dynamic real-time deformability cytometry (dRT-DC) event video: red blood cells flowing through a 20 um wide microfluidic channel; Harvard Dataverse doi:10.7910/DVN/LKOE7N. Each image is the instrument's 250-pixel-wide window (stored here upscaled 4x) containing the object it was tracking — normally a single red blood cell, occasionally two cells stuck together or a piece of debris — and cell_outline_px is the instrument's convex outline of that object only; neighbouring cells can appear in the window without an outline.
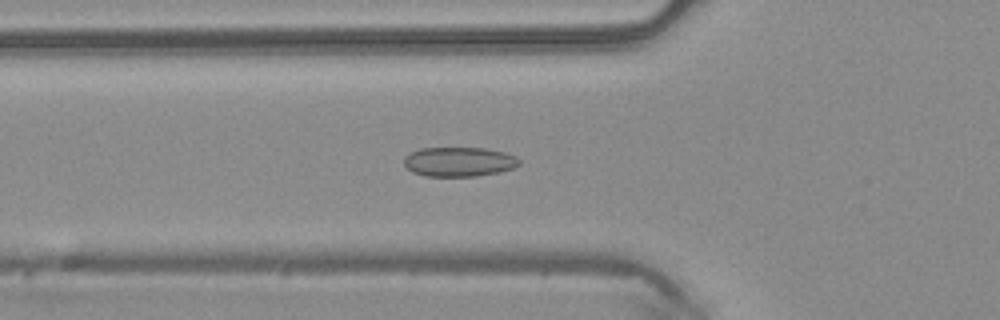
{"species": "common noctule bat (a hibernating species)", "species_latin": "Nyctalus noctula", "temperature_condition": "warm", "stored_images_in_passage": 41, "camera_frame_rate_fps": 3000, "um_per_image_px": 0.085, "animal": {"sex": "male", "body_mass_g": 20.4}, "frame": {"image": 1, "passage_image": 9, "time_ms": 2.667, "image_size_px": [1000, 320], "cell_outline_px": [[520, 164], [512, 168], [500, 172], [476, 176], [424, 176], [412, 172], [404, 164], [404, 156], [408, 152], [420, 148], [484, 148], [504, 152], [516, 156], [520, 160]], "centroid_in_image_um": [38.99, 13.74], "position_along_channel_um": 86.8, "area_um2": 19.94}}
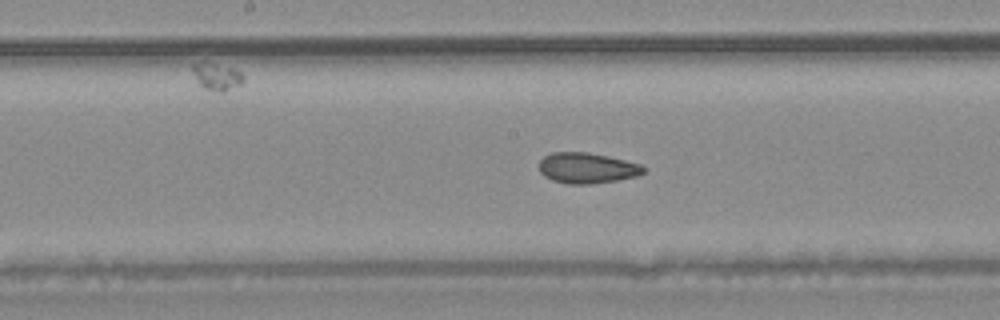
{"frame": {"image": 2, "passage_image": 17, "time_ms": 5.333, "image_size_px": [1000, 320], "cell_outline_px": [[644, 172], [636, 176], [616, 180], [588, 184], [568, 184], [552, 180], [544, 176], [540, 172], [540, 160], [544, 156], [552, 152], [588, 152], [608, 156], [640, 164], [644, 168]], "centroid_in_image_um": [49.86, 14.28], "position_along_channel_um": 198.3, "area_um2": 18.5}}
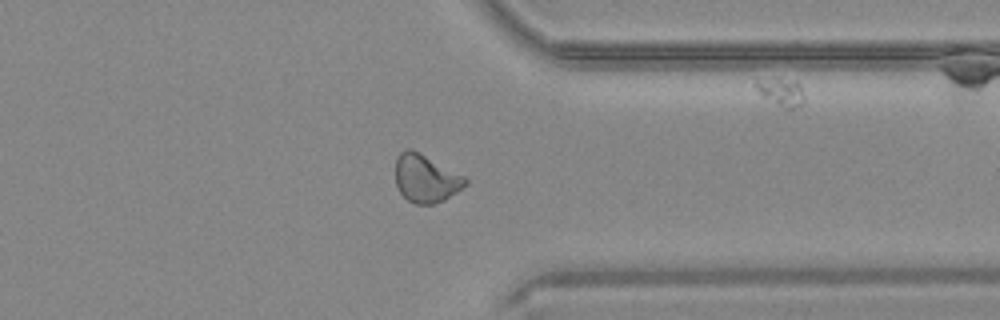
{"frame": {"image": 3, "passage_image": 30, "time_ms": 9.667, "image_size_px": [1000, 320], "cell_outline_px": [[468, 184], [444, 200], [432, 204], [416, 204], [408, 200], [400, 192], [396, 184], [396, 156], [404, 148], [412, 148], [420, 152], [464, 176], [468, 180]], "centroid_in_image_um": [36.18, 15.15], "position_along_channel_um": 375.2, "area_um2": 19.54}, "authors_computed_cell_mechanics": {"area_um2": 19.5364, "velocity_mm_per_s": 4.1529, "shape_relaxation_time_tau1_ms": null, "shape_relaxation_time_tau2_ms": 2.3412, "deformation_change_tau1": null, "deformation_change_tau2": 0.0804}}